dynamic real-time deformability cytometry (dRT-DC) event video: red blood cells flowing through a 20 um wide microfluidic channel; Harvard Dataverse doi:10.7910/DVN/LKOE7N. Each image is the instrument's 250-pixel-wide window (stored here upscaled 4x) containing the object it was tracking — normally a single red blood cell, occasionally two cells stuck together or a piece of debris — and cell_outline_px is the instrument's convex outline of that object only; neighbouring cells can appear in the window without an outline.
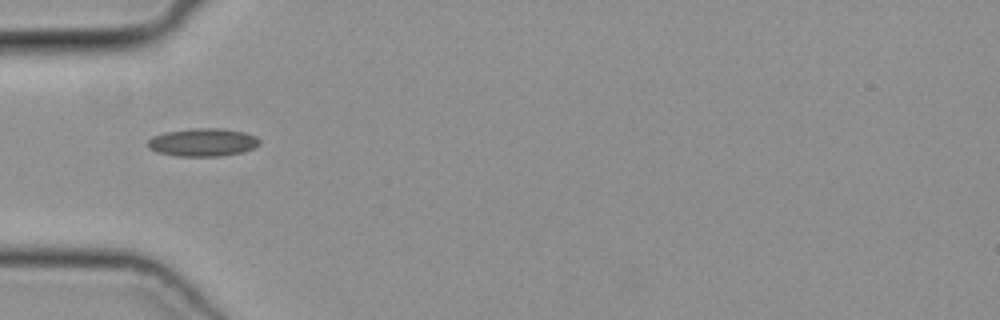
{"species": "common noctule bat (a hibernating species)", "species_latin": "Nyctalus noctula", "temperature_condition": "cold", "stored_images_in_passage": 30, "camera_frame_rate_fps": 3000, "um_per_image_px": 0.085, "animal": {"sex": "female", "body_mass_g": 19.3, "forearm_length_mm": 54.1}, "frame": {"image": 1, "passage_image": 1, "time_ms": 0.0, "image_size_px": [1000, 320], "cell_outline_px": [[260, 144], [252, 148], [240, 152], [220, 156], [176, 156], [156, 152], [148, 148], [148, 140], [152, 136], [164, 132], [192, 128], [220, 128], [244, 132], [256, 136], [260, 140]], "centroid_in_image_um": [17.2, 12.09], "position_along_channel_um": 67.8, "area_um2": 18.26}}
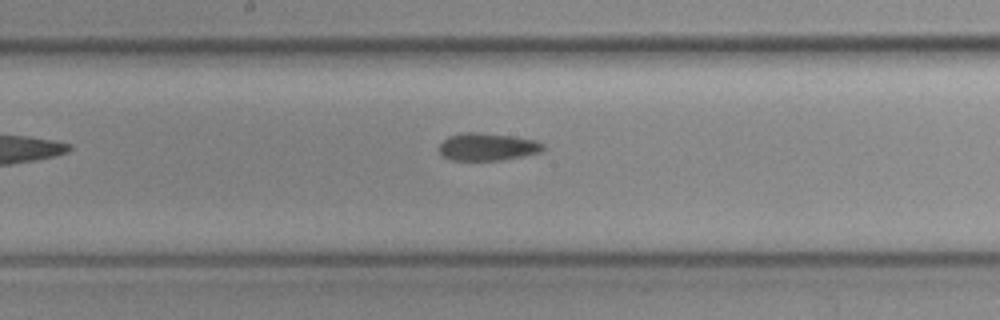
{"frame": {"image": 2, "passage_image": 11, "time_ms": 3.333, "image_size_px": [1000, 320], "cell_outline_px": [[544, 148], [540, 152], [500, 160], [452, 160], [444, 156], [440, 152], [440, 144], [448, 136], [464, 132], [476, 132], [512, 136], [536, 140], [544, 144]], "centroid_in_image_um": [41.43, 12.47], "position_along_channel_um": 206.8, "area_um2": 16.47}}
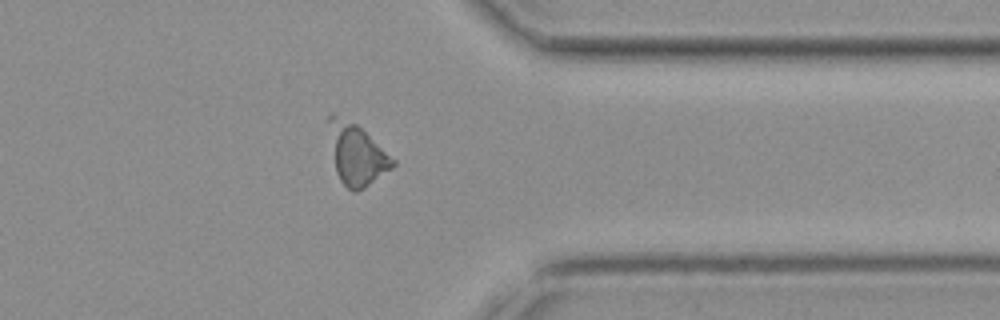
{"frame": {"image": 3, "passage_image": 25, "time_ms": 8.0, "image_size_px": [1000, 320], "cell_outline_px": [[396, 164], [392, 168], [364, 188], [356, 192], [352, 192], [340, 180], [336, 172], [324, 120], [332, 112], [356, 124], [396, 160]], "centroid_in_image_um": [30.24, 13.07], "position_along_channel_um": 381.2, "area_um2": 23.0}}